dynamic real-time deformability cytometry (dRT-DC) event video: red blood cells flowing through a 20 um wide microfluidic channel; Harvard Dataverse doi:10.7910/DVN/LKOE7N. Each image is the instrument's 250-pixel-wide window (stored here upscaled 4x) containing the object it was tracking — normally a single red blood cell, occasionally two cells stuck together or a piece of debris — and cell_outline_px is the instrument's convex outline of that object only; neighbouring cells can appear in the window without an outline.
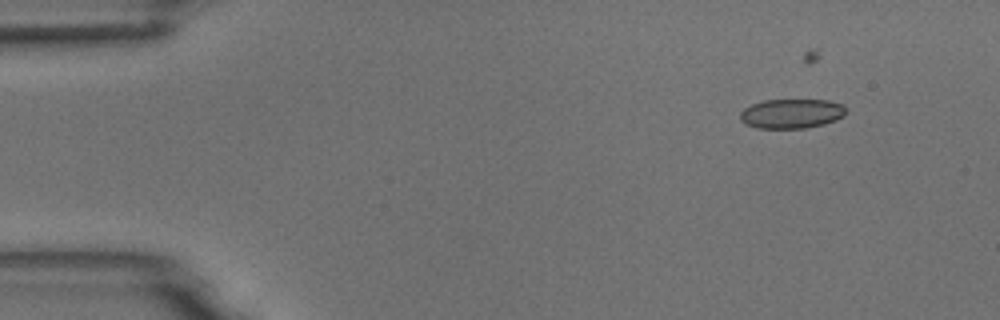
{"species": "common noctule bat (a hibernating species)", "species_latin": "Nyctalus noctula", "temperature_condition": "room temperature", "stored_images_in_passage": 5, "segment_of_instrument_passage": [2, 2], "camera_frame_rate_fps": 3000, "um_per_image_px": 0.085, "animal": {"sex": "male", "body_mass_g": 18.8}, "frame": {"image": 1, "passage_image": 5, "time_ms": 1.333, "image_size_px": [1000, 320], "cell_outline_px": [[844, 116], [836, 120], [824, 124], [804, 128], [756, 128], [740, 120], [740, 112], [744, 108], [752, 104], [764, 100], [828, 100], [844, 104]], "centroid_in_image_um": [67.28, 9.65], "position_along_channel_um": 17.7, "area_um2": 18.15}}